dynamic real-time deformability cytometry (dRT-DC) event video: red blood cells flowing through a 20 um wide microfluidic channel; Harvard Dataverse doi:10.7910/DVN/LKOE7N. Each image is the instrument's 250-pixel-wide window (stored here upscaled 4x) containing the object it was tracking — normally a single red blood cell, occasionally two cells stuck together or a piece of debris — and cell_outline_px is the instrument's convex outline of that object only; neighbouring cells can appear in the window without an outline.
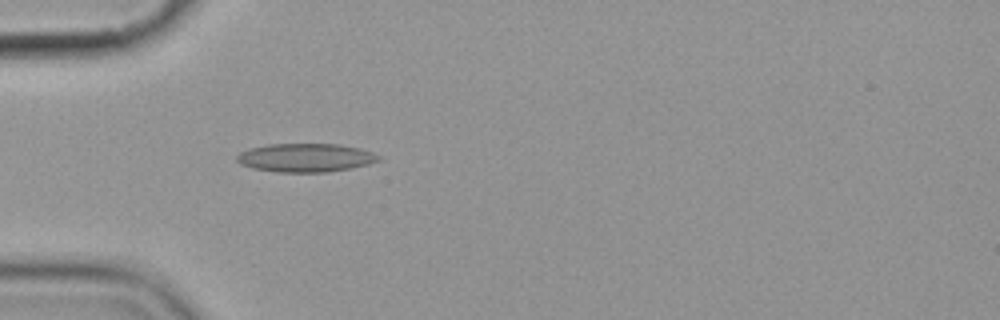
{"species": "common noctule bat (a hibernating species)", "species_latin": "Nyctalus noctula", "temperature_condition": "cold", "stored_images_in_passage": 1, "camera_frame_rate_fps": 3000, "um_per_image_px": 0.085, "animal": {"sex": "female", "body_mass_g": 19.9}, "frame": {"image": 1, "passage_image": 1, "time_ms": 0.0, "image_size_px": [1000, 320], "cell_outline_px": [[380, 160], [368, 164], [328, 172], [276, 172], [252, 168], [240, 164], [236, 160], [236, 156], [240, 152], [248, 148], [268, 144], [340, 144], [360, 148], [372, 152], [380, 156]], "centroid_in_image_um": [25.94, 13.4], "position_along_channel_um": 59.1, "area_um2": 23.64}}